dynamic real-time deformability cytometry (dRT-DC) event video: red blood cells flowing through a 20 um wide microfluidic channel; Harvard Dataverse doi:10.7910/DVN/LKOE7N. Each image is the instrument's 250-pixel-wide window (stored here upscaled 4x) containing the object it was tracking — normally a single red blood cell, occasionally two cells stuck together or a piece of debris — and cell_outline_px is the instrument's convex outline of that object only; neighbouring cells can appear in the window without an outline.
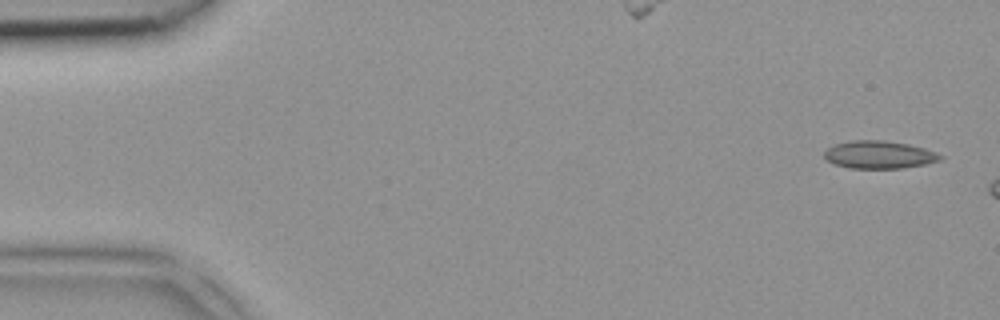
{"species": "common noctule bat (a hibernating species)", "species_latin": "Nyctalus noctula", "temperature_condition": "room temperature", "stored_images_in_passage": 4, "camera_frame_rate_fps": 3000, "um_per_image_px": 0.085, "animal": {"sex": "female", "body_mass_g": 18.4}, "frame": {"image": 1, "passage_image": 1, "time_ms": 0.0, "image_size_px": [1000, 320], "cell_outline_px": [[944, 156], [940, 160], [924, 164], [904, 168], [848, 168], [832, 164], [824, 156], [824, 152], [828, 148], [836, 144], [848, 140], [884, 140], [908, 144], [924, 148], [936, 152]], "centroid_in_image_um": [74.71, 13.15], "position_along_channel_um": 10.3, "area_um2": 18.79}}